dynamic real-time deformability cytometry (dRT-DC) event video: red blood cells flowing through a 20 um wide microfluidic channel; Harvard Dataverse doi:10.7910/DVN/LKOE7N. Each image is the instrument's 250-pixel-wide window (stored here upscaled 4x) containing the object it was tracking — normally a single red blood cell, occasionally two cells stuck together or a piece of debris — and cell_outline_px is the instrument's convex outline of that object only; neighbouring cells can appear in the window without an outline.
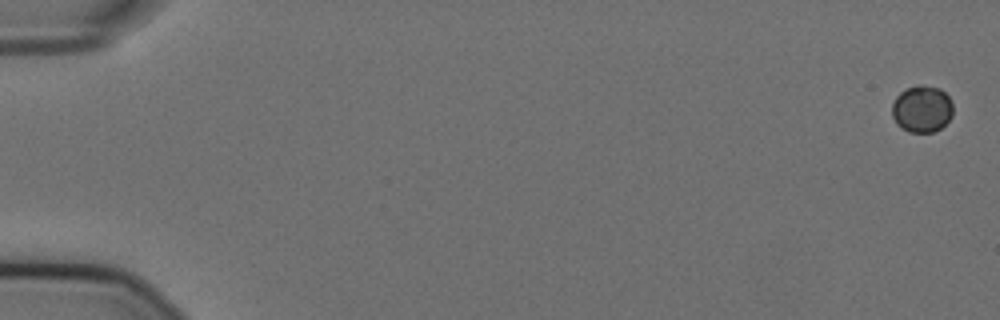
{"species": "Egyptian fruit bat (a non-hibernating species)", "species_latin": "Rousettus aegyptiacus", "temperature_condition": "cold", "stored_images_in_passage": 58, "camera_frame_rate_fps": 3000, "um_per_image_px": 0.085, "animal": {"sex": "female"}, "frame": {"image": 1, "passage_image": 1, "time_ms": 0.0, "image_size_px": [1000, 320], "cell_outline_px": [[952, 116], [940, 128], [932, 132], [908, 132], [896, 124], [892, 116], [892, 104], [896, 96], [900, 92], [908, 88], [920, 84], [940, 88], [952, 100]], "centroid_in_image_um": [78.35, 9.25], "position_along_channel_um": 6.6, "area_um2": 16.7}}
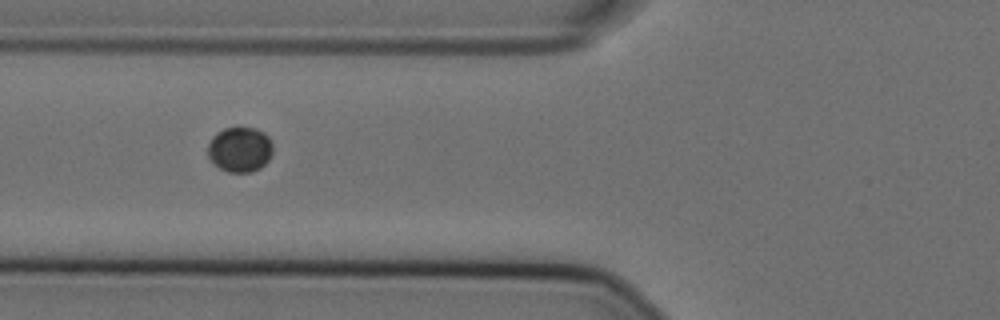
{"frame": {"image": 2, "passage_image": 23, "time_ms": 7.333, "image_size_px": [1000, 320], "cell_outline_px": [[272, 152], [268, 160], [260, 168], [252, 172], [228, 172], [220, 168], [208, 156], [208, 144], [212, 136], [216, 132], [224, 128], [256, 128], [264, 132], [268, 136], [272, 144]], "centroid_in_image_um": [20.39, 12.69], "position_along_channel_um": 105.4, "area_um2": 17.05}}
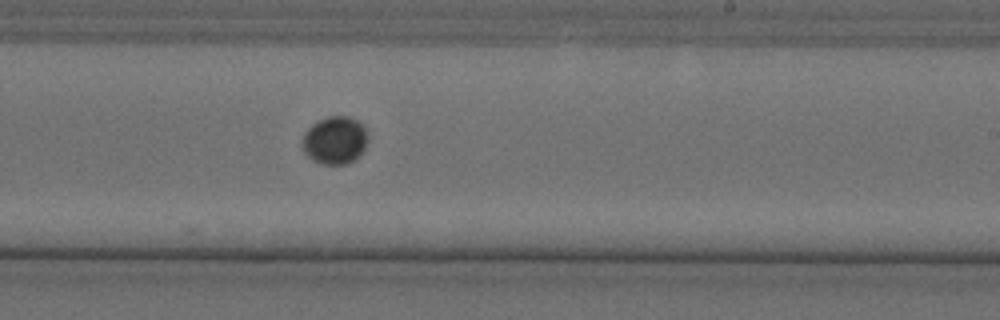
{"frame": {"image": 3, "passage_image": 36, "time_ms": 11.667, "image_size_px": [1000, 320], "cell_outline_px": [[368, 140], [364, 148], [348, 164], [324, 164], [312, 160], [304, 152], [300, 144], [304, 132], [312, 124], [328, 116], [348, 116], [356, 120], [368, 132]], "centroid_in_image_um": [28.43, 11.92], "position_along_channel_um": 260.6, "area_um2": 18.21}}